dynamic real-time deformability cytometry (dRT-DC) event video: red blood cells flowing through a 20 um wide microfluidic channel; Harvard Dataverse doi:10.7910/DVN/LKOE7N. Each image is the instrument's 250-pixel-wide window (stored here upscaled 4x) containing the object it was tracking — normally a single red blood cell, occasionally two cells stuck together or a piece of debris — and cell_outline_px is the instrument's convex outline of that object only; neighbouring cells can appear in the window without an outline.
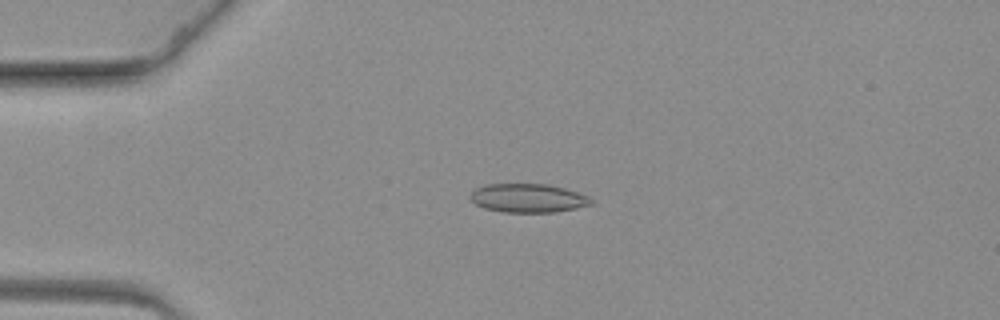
{"species": "common noctule bat (a hibernating species)", "species_latin": "Nyctalus noctula", "temperature_condition": "warm", "stored_images_in_passage": 63, "camera_frame_rate_fps": 3000, "um_per_image_px": 0.085, "animal": {"sex": "female", "body_mass_g": 19.3, "forearm_length_mm": 54.1}, "frame": {"image": 1, "passage_image": 16, "time_ms": 5.0, "image_size_px": [1000, 320], "cell_outline_px": [[596, 204], [556, 212], [504, 212], [484, 208], [476, 204], [468, 196], [476, 188], [484, 184], [548, 184], [564, 188], [588, 196], [596, 200]], "centroid_in_image_um": [44.92, 16.84], "position_along_channel_um": 40.1, "area_um2": 20.4}}
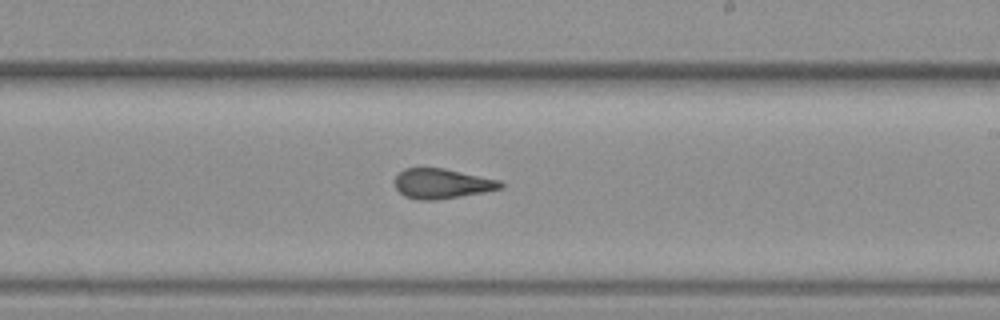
{"frame": {"image": 2, "passage_image": 38, "time_ms": 12.333, "image_size_px": [1000, 320], "cell_outline_px": [[504, 188], [484, 192], [436, 200], [416, 200], [404, 196], [396, 188], [396, 176], [404, 168], [444, 168], [500, 180], [504, 184]], "centroid_in_image_um": [37.59, 15.61], "position_along_channel_um": 251.4, "area_um2": 18.44}}
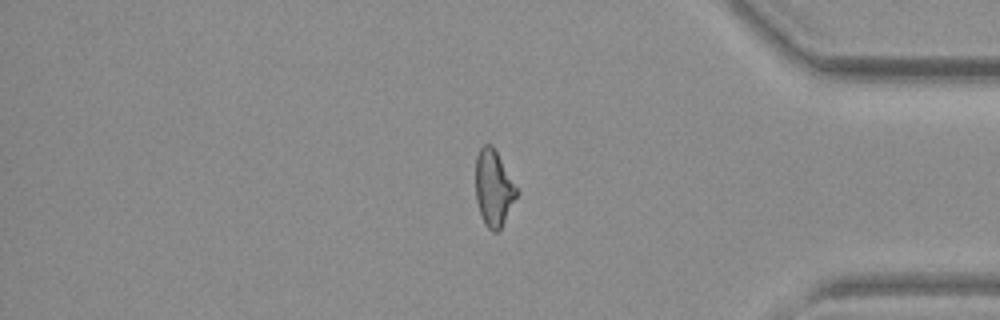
{"frame": {"image": 3, "passage_image": 53, "time_ms": 17.333, "image_size_px": [1000, 320], "cell_outline_px": [[520, 192], [500, 228], [496, 232], [492, 232], [484, 224], [476, 200], [476, 156], [480, 148], [484, 144], [492, 144]], "centroid_in_image_um": [41.96, 15.98], "position_along_channel_um": 393.2, "area_um2": 18.21}}